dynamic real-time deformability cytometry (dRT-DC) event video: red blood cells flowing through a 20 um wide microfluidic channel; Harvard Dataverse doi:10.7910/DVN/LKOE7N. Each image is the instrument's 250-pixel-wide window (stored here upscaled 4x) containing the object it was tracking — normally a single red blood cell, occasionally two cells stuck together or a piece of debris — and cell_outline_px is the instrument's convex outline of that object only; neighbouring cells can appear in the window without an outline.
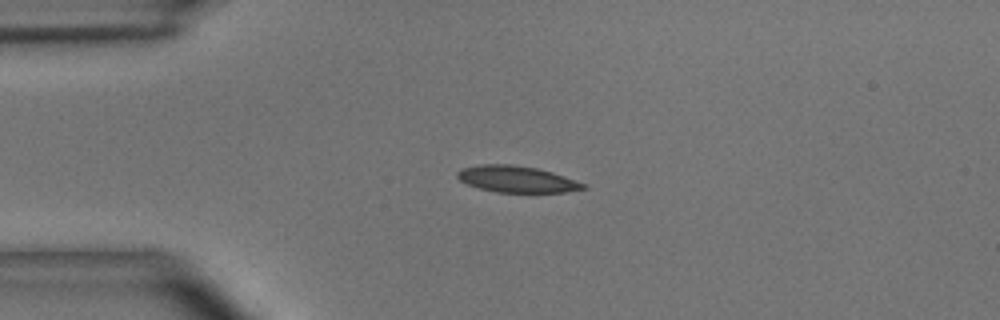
{"species": "common noctule bat (a hibernating species)", "species_latin": "Nyctalus noctula", "temperature_condition": "room temperature", "stored_images_in_passage": 6, "camera_frame_rate_fps": 3000, "um_per_image_px": 0.085, "animal": {"sex": "male", "body_mass_g": 15.6}, "frame": {"image": 1, "passage_image": 3, "time_ms": 0.667, "image_size_px": [1000, 320], "cell_outline_px": [[588, 188], [564, 192], [496, 192], [480, 188], [468, 184], [460, 180], [456, 176], [456, 172], [464, 168], [480, 164], [512, 164], [536, 168], [552, 172], [588, 184]], "centroid_in_image_um": [43.95, 15.22], "position_along_channel_um": 41.0, "area_um2": 19.36}}
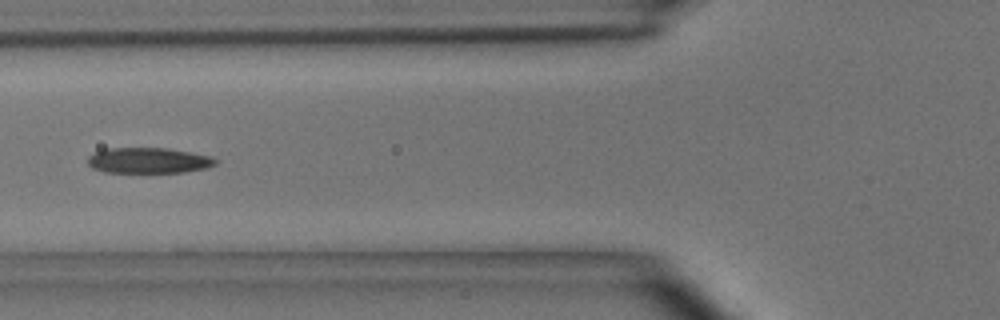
{"frame": {"image": 2, "passage_image": 5, "time_ms": 1.333, "image_size_px": [1000, 320], "cell_outline_px": [[216, 164], [208, 168], [184, 172], [104, 172], [92, 168], [88, 164], [88, 156], [104, 148], [168, 148], [212, 156], [216, 160]], "centroid_in_image_um": [12.63, 13.64], "position_along_channel_um": 113.2, "area_um2": 19.13}}